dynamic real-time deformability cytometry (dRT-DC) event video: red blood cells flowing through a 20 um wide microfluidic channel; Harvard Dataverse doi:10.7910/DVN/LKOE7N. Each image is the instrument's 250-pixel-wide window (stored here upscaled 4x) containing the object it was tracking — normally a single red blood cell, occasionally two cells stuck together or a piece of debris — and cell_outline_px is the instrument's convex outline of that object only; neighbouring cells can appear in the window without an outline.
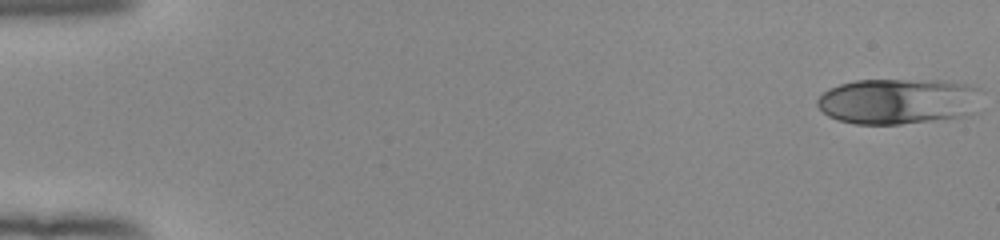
{"species": "human", "species_latin": "Homo sapiens", "temperature_condition": "room temperature", "stored_images_in_passage": 52, "camera_frame_rate_fps": 3000, "um_per_image_px": 0.085, "donor": {"sex": "female"}, "frame": {"image": 1, "passage_image": 1, "time_ms": 0.0, "image_size_px": [1000, 240], "cell_outline_px": [[980, 88], [972, 112], [968, 116], [900, 124], [856, 124], [836, 120], [828, 116], [816, 104], [816, 100], [828, 88], [840, 84], [856, 80], [940, 80], [968, 84]], "centroid_in_image_um": [76.3, 8.6], "position_along_channel_um": 8.7, "area_um2": 43.75}}
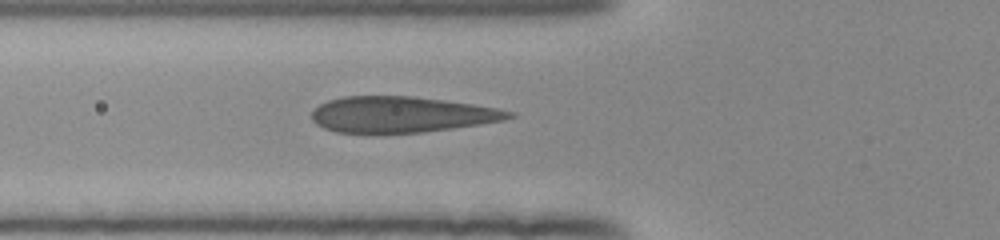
{"frame": {"image": 2, "passage_image": 20, "time_ms": 6.333, "image_size_px": [1000, 240], "cell_outline_px": [[516, 116], [504, 120], [480, 124], [424, 132], [368, 136], [336, 132], [324, 128], [316, 124], [312, 120], [312, 112], [320, 104], [328, 100], [344, 96], [412, 96], [444, 100], [472, 104], [496, 108], [516, 112]], "centroid_in_image_um": [34.07, 9.77], "position_along_channel_um": 91.7, "area_um2": 42.25}}
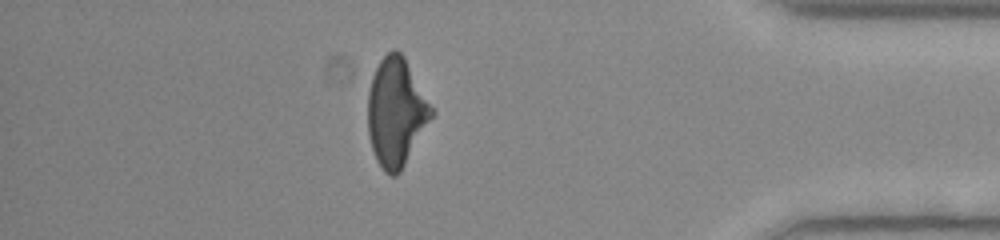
{"frame": {"image": 3, "passage_image": 46, "time_ms": 15.0, "image_size_px": [1000, 240], "cell_outline_px": [[432, 116], [400, 172], [396, 176], [392, 176], [384, 172], [376, 160], [372, 148], [368, 132], [368, 92], [372, 76], [380, 60], [392, 48], [396, 48], [404, 56], [432, 108]], "centroid_in_image_um": [33.63, 9.53], "position_along_channel_um": 401.6, "area_um2": 39.54}, "authors_computed_cell_mechanics": {"area_um2": 41.5293, "velocity_mm_per_s": 3.9524, "shape_relaxation_time_tau1_ms": 5.1078, "shape_relaxation_time_tau2_ms": null, "deformation_change_tau1": 0.2065, "deformation_change_tau2": null}}